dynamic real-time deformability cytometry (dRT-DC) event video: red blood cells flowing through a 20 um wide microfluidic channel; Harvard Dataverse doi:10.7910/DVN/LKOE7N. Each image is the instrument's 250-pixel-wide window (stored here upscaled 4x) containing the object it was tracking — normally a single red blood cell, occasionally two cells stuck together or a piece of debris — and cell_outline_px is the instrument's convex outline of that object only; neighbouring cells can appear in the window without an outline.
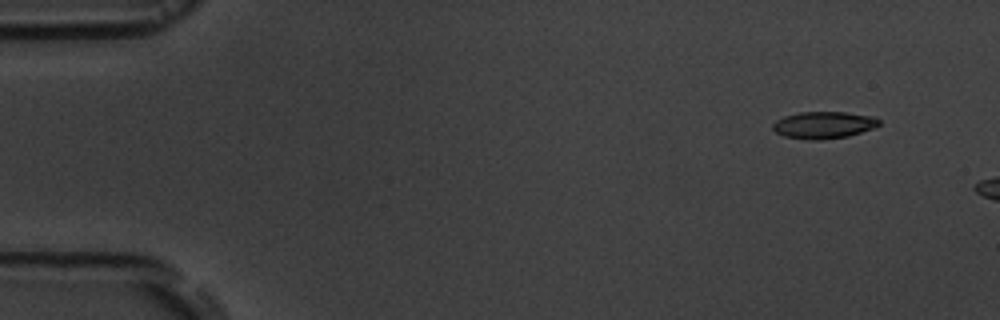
{"species": "common noctule bat (a hibernating species)", "species_latin": "Nyctalus noctula", "temperature_condition": "room temperature", "stored_images_in_passage": 3, "camera_frame_rate_fps": 3000, "um_per_image_px": 0.085, "animal": {"sex": "male", "body_mass_g": 19.5, "forearm_length_mm": 54.6}, "frame": {"image": 1, "passage_image": 1, "time_ms": 0.0, "image_size_px": [1000, 320], "cell_outline_px": [[880, 124], [876, 128], [848, 136], [820, 140], [804, 140], [784, 136], [776, 132], [772, 128], [772, 124], [776, 120], [784, 116], [800, 112], [844, 112], [876, 116], [880, 120]], "centroid_in_image_um": [70.04, 10.63], "position_along_channel_um": 15.0, "area_um2": 16.99}}